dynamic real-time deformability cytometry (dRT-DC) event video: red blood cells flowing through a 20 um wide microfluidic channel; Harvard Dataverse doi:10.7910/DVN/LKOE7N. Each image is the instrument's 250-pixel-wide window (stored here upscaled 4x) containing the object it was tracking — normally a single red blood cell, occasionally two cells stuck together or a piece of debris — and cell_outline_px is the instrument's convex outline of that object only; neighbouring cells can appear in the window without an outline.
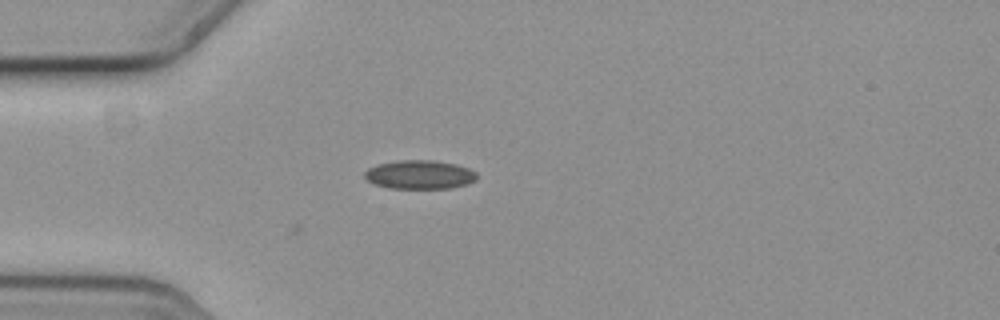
{"species": "common noctule bat (a hibernating species)", "species_latin": "Nyctalus noctula", "temperature_condition": "cold", "stored_images_in_passage": 5, "camera_frame_rate_fps": 3000, "um_per_image_px": 0.085, "animal": {"sex": "female", "body_mass_g": 19.3, "forearm_length_mm": 54.1}, "frame": {"image": 1, "passage_image": 1, "time_ms": 0.0, "image_size_px": [1000, 320], "cell_outline_px": [[476, 180], [468, 184], [452, 188], [388, 188], [376, 184], [368, 180], [364, 176], [364, 172], [368, 168], [376, 164], [396, 160], [432, 160], [456, 164], [468, 168], [476, 172]], "centroid_in_image_um": [35.67, 14.83], "position_along_channel_um": 49.3, "area_um2": 18.9}}
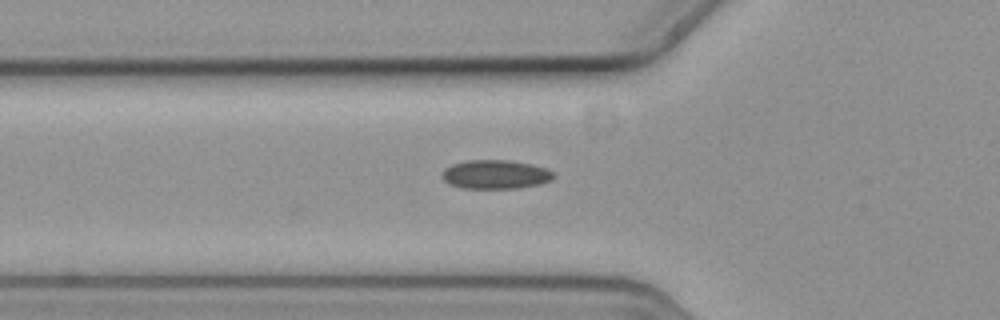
{"frame": {"image": 2, "passage_image": 5, "time_ms": 1.333, "image_size_px": [1000, 320], "cell_outline_px": [[556, 176], [552, 180], [540, 184], [520, 188], [460, 188], [448, 184], [440, 176], [444, 168], [452, 164], [468, 160], [508, 160], [532, 164], [544, 168], [552, 172]], "centroid_in_image_um": [42.09, 14.83], "position_along_channel_um": 83.7, "area_um2": 18.96}}